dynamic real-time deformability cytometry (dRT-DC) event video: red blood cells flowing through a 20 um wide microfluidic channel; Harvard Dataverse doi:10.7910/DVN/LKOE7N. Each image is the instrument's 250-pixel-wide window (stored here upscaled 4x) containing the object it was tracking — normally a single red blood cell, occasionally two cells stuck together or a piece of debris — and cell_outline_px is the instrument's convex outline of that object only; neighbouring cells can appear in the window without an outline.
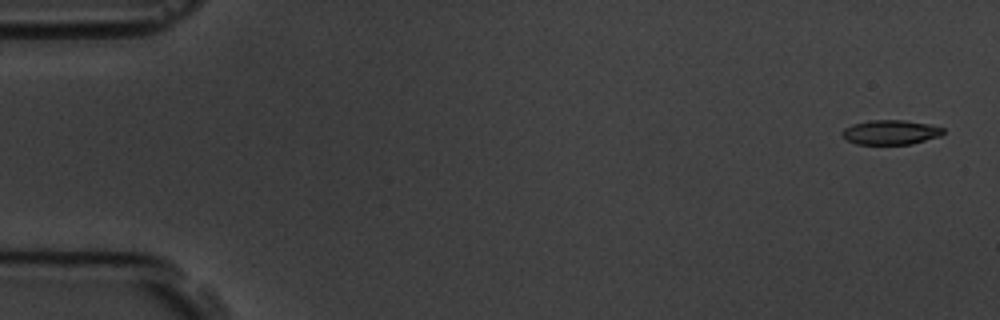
{"species": "common noctule bat (a hibernating species)", "species_latin": "Nyctalus noctula", "temperature_condition": "room temperature", "stored_images_in_passage": 9, "camera_frame_rate_fps": 3000, "um_per_image_px": 0.085, "animal": {"sex": "male", "body_mass_g": 19.5, "forearm_length_mm": 54.6}, "frame": {"image": 1, "passage_image": 1, "time_ms": 0.0, "image_size_px": [1000, 320], "cell_outline_px": [[944, 132], [940, 136], [912, 144], [856, 144], [848, 140], [840, 132], [844, 128], [852, 124], [868, 120], [904, 120], [928, 124], [944, 128]], "centroid_in_image_um": [75.69, 11.24], "position_along_channel_um": 9.3, "area_um2": 14.45}}
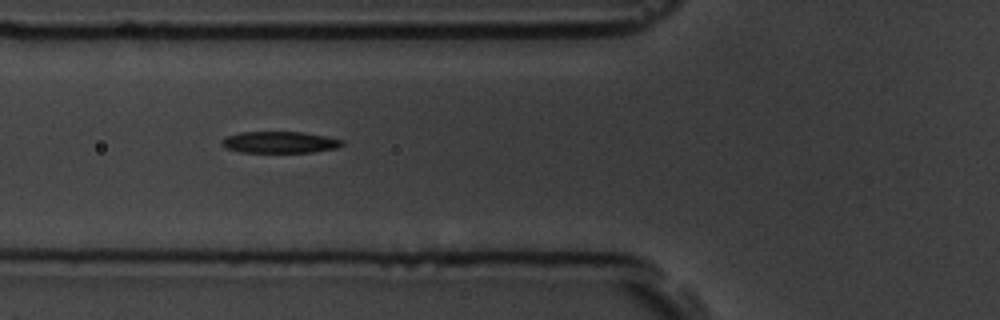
{"frame": {"image": 2, "passage_image": 6, "time_ms": 6.333, "image_size_px": [1000, 320], "cell_outline_px": [[344, 144], [336, 148], [312, 152], [240, 152], [224, 148], [220, 144], [220, 140], [224, 136], [240, 132], [304, 132], [328, 136], [344, 140]], "centroid_in_image_um": [23.74, 12.08], "position_along_channel_um": 102.1, "area_um2": 15.37}}
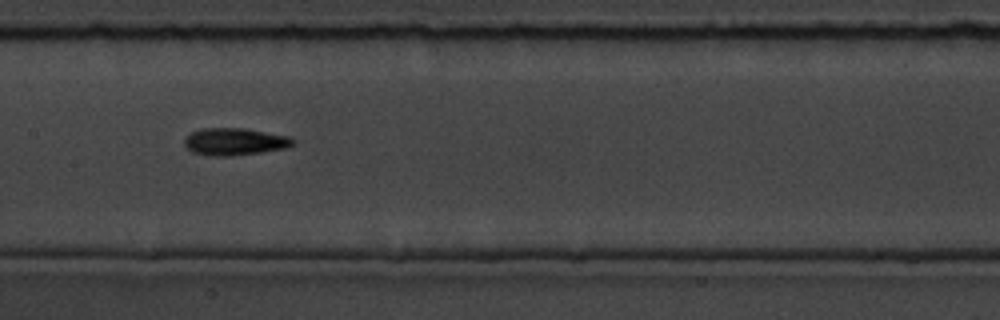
{"frame": {"image": 3, "passage_image": 8, "time_ms": 8.667, "image_size_px": [1000, 320], "cell_outline_px": [[296, 144], [284, 148], [260, 152], [228, 156], [216, 156], [192, 152], [184, 144], [184, 140], [192, 132], [204, 128], [244, 128], [288, 136], [296, 140]], "centroid_in_image_um": [19.97, 12.03], "position_along_channel_um": 187.4, "area_um2": 16.99}}